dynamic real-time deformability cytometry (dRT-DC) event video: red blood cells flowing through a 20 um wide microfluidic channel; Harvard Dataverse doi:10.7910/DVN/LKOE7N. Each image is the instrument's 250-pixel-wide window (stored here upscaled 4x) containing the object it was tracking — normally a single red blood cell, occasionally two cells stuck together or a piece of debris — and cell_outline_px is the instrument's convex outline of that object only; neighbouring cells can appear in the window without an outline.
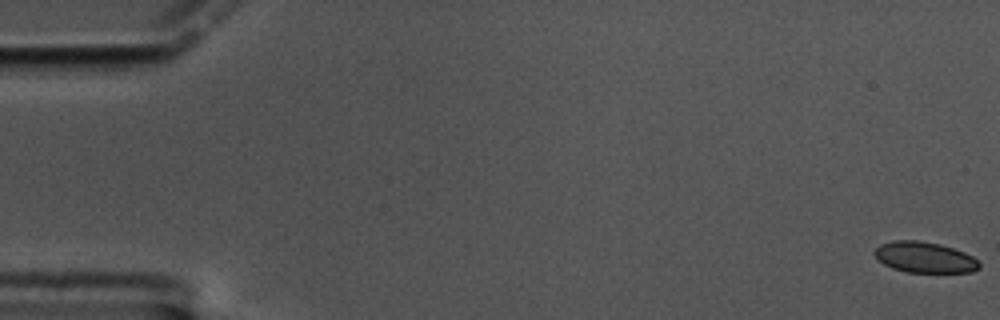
{"species": "common noctule bat (a hibernating species)", "species_latin": "Nyctalus noctula", "temperature_condition": "cold", "stored_images_in_passage": 60, "camera_frame_rate_fps": 3000, "um_per_image_px": 0.085, "animal": {"sex": "male", "body_mass_g": 17.5, "forearm_length_mm": 52.3}, "frame": {"image": 1, "passage_image": 1, "time_ms": 0.0, "image_size_px": [1000, 320], "cell_outline_px": [[980, 268], [972, 272], [908, 272], [892, 268], [884, 264], [872, 252], [880, 244], [892, 240], [916, 240], [940, 244], [964, 252], [972, 256], [980, 264]], "centroid_in_image_um": [78.58, 21.87], "position_along_channel_um": 6.4, "area_um2": 18.73}}
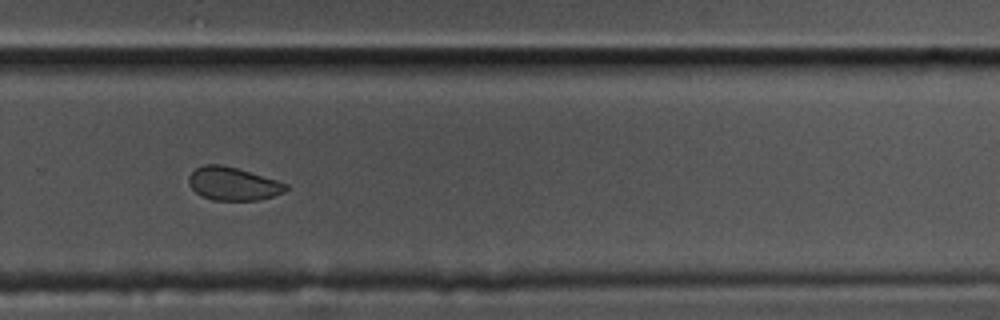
{"frame": {"image": 2, "passage_image": 41, "time_ms": 13.333, "image_size_px": [1000, 320], "cell_outline_px": [[288, 188], [284, 192], [272, 196], [256, 200], [212, 200], [200, 196], [188, 184], [188, 176], [196, 168], [204, 164], [220, 164], [236, 168], [276, 180], [288, 184]], "centroid_in_image_um": [19.77, 15.62], "position_along_channel_um": 310.0, "area_um2": 18.67}}
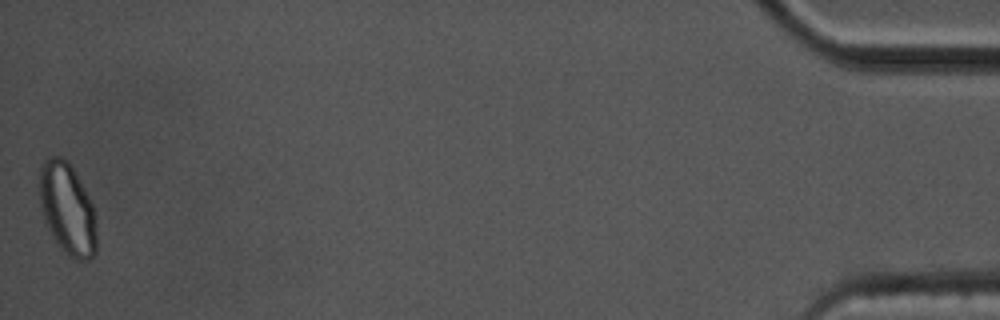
{"frame": {"image": 3, "passage_image": 60, "time_ms": 19.667, "image_size_px": [1000, 320], "cell_outline_px": [[96, 252], [88, 260], [76, 260], [52, 236], [44, 220], [40, 204], [40, 164], [48, 156], [60, 156], [68, 160], [88, 196], [92, 204], [96, 216]], "centroid_in_image_um": [5.73, 17.71], "position_along_channel_um": 429.5, "area_um2": 30.17}, "authors_computed_cell_mechanics": {"area_um2": 19.8832, "velocity_mm_per_s": 3.379, "shape_relaxation_time_tau1_ms": 3.539, "shape_relaxation_time_tau2_ms": 2.0346, "deformation_change_tau1": 0.0824, "deformation_change_tau2": 0.0468}}